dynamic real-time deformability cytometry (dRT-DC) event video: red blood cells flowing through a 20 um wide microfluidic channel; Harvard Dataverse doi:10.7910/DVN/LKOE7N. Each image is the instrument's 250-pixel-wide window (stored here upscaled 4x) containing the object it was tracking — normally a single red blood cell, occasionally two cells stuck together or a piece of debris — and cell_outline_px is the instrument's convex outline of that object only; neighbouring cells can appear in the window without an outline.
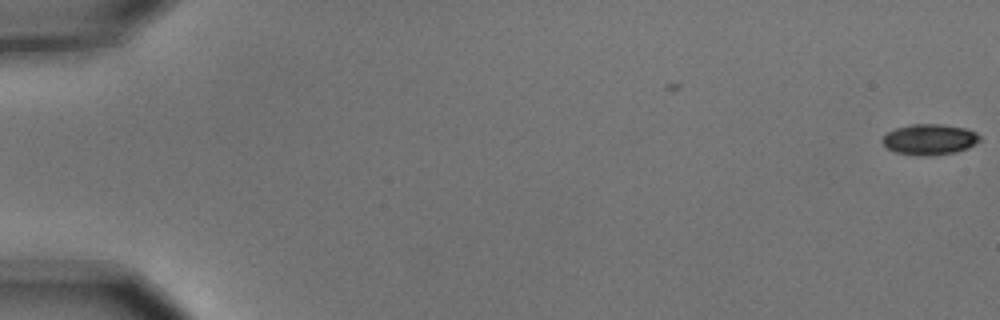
{"species": "common noctule bat (a hibernating species)", "species_latin": "Nyctalus noctula", "temperature_condition": "cold", "stored_images_in_passage": 2, "camera_frame_rate_fps": 3000, "um_per_image_px": 0.085, "animal": {"sex": "male", "body_mass_g": 15.6}, "frame": {"image": 1, "passage_image": 2, "time_ms": 0.333, "image_size_px": [1000, 320], "cell_outline_px": [[980, 140], [976, 144], [968, 148], [956, 152], [928, 156], [916, 156], [896, 152], [888, 148], [880, 140], [888, 132], [896, 128], [912, 124], [944, 124], [968, 128], [976, 132], [980, 136]], "centroid_in_image_um": [79.04, 11.85], "position_along_channel_um": 6.0, "area_um2": 17.63}}